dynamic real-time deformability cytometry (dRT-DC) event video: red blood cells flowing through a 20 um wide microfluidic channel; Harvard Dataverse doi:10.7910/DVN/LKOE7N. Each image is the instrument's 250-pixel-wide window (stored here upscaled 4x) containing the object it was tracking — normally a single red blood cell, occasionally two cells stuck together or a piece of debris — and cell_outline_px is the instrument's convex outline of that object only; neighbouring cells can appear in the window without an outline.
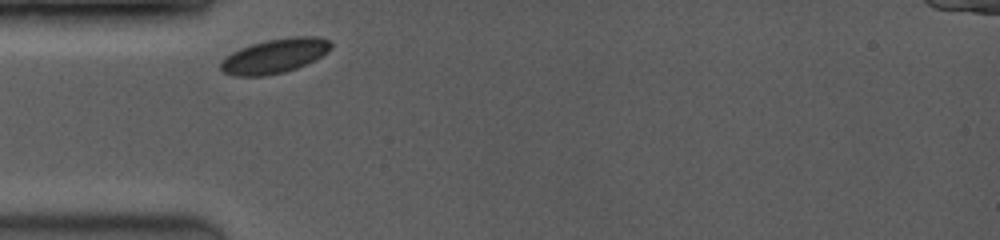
{"species": "common noctule bat (a hibernating species)", "species_latin": "Nyctalus noctula", "temperature_condition": "room temperature", "stored_images_in_passage": 5, "camera_frame_rate_fps": 3500, "um_per_image_px": 0.085, "animal": {"sex": "female", "body_mass_g": 19.0, "forearm_length_mm": 53.3}, "frame": {"image": 1, "passage_image": 1, "time_ms": 0.0, "image_size_px": [1000, 240], "cell_outline_px": [[332, 48], [328, 52], [296, 68], [284, 72], [264, 76], [232, 76], [224, 72], [220, 68], [220, 60], [232, 52], [240, 48], [252, 44], [268, 40], [292, 36], [316, 36], [328, 40], [332, 44]], "centroid_in_image_um": [23.32, 4.75], "position_along_channel_um": 61.7, "area_um2": 22.02}}
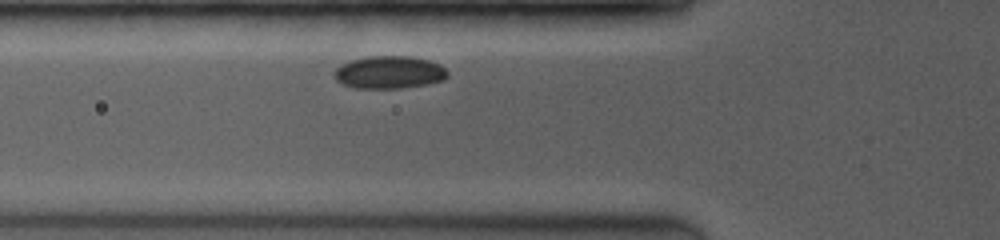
{"frame": {"image": 2, "passage_image": 3, "time_ms": 0.857, "image_size_px": [1000, 240], "cell_outline_px": [[448, 76], [444, 80], [424, 84], [400, 88], [356, 88], [344, 84], [336, 80], [332, 76], [332, 72], [336, 68], [352, 60], [368, 56], [412, 56], [428, 60], [440, 64], [448, 72]], "centroid_in_image_um": [33.08, 6.14], "position_along_channel_um": 92.7, "area_um2": 21.5}}
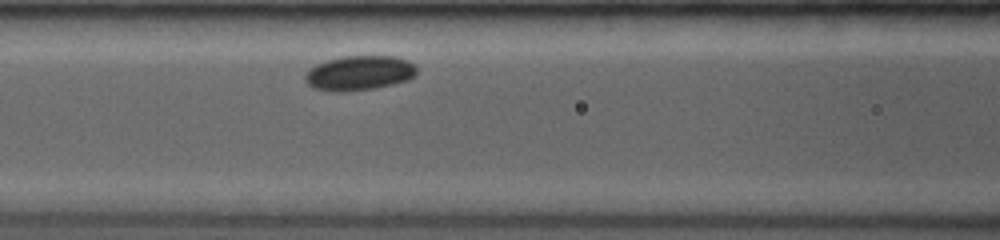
{"frame": {"image": 3, "passage_image": 5, "time_ms": 2.0, "image_size_px": [1000, 240], "cell_outline_px": [[416, 76], [408, 80], [392, 84], [372, 88], [344, 92], [340, 92], [312, 88], [304, 80], [304, 76], [316, 64], [328, 60], [344, 56], [396, 56], [408, 60], [416, 64]], "centroid_in_image_um": [30.57, 6.2], "position_along_channel_um": 136.0, "area_um2": 22.54}}